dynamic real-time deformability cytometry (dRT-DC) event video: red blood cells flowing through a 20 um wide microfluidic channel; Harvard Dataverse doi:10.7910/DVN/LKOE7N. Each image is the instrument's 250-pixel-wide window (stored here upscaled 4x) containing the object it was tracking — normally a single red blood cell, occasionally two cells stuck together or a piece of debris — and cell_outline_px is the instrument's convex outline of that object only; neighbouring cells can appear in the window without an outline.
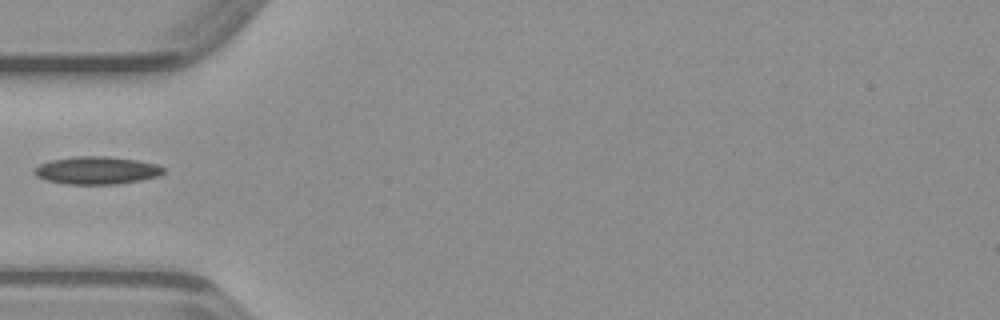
{"species": "common noctule bat (a hibernating species)", "species_latin": "Nyctalus noctula", "temperature_condition": "warm", "stored_images_in_passage": 34, "camera_frame_rate_fps": 3000, "um_per_image_px": 0.085, "animal": {"sex": "male", "body_mass_g": 23.1, "forearm_length_mm": 52.7}, "frame": {"image": 1, "passage_image": 1, "time_ms": 0.0, "image_size_px": [1000, 320], "cell_outline_px": [[164, 172], [160, 176], [140, 180], [116, 184], [64, 184], [44, 180], [36, 176], [32, 172], [40, 164], [48, 160], [76, 156], [108, 156], [136, 160], [156, 164], [164, 168]], "centroid_in_image_um": [8.19, 14.48], "position_along_channel_um": 76.8, "area_um2": 20.98}}
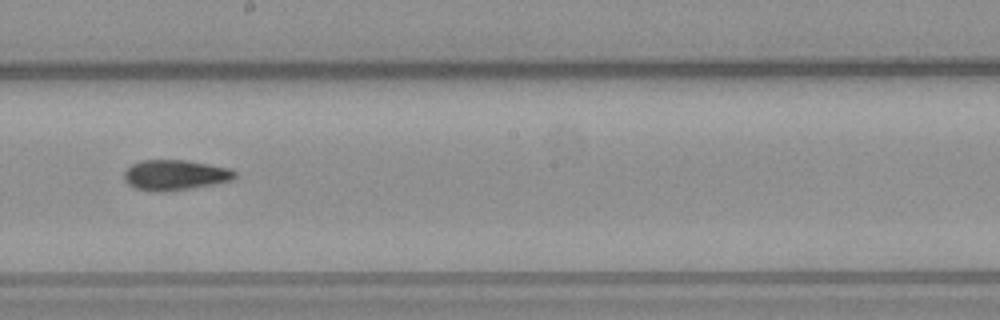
{"frame": {"image": 2, "passage_image": 12, "time_ms": 3.667, "image_size_px": [1000, 320], "cell_outline_px": [[236, 176], [232, 180], [212, 184], [188, 188], [160, 192], [156, 192], [136, 188], [128, 184], [124, 180], [124, 172], [132, 164], [140, 160], [184, 160], [232, 168], [236, 172]], "centroid_in_image_um": [14.87, 14.86], "position_along_channel_um": 233.3, "area_um2": 19.42}}
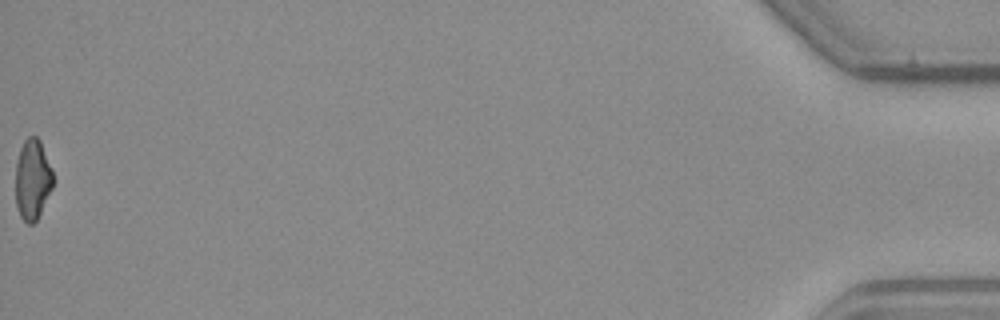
{"frame": {"image": 3, "passage_image": 34, "time_ms": 11.0, "image_size_px": [1000, 320], "cell_outline_px": [[52, 188], [36, 220], [32, 224], [28, 224], [20, 216], [16, 204], [16, 160], [20, 148], [24, 140], [28, 136], [36, 136], [40, 140], [52, 168]], "centroid_in_image_um": [2.75, 15.22], "position_along_channel_um": 432.4, "area_um2": 17.46}}